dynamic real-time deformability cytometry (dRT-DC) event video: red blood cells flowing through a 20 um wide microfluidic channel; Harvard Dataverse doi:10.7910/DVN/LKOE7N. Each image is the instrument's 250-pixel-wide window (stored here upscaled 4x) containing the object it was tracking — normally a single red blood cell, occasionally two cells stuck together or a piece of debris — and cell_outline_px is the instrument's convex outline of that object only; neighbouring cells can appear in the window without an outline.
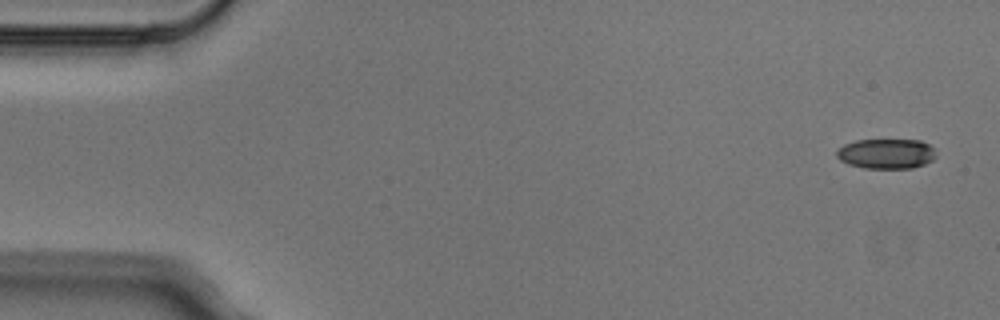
{"species": "Egyptian fruit bat (a non-hibernating species)", "species_latin": "Rousettus aegyptiacus", "temperature_condition": "cold", "stored_images_in_passage": 4, "camera_frame_rate_fps": 3000, "um_per_image_px": 0.085, "animal": {"sex": "male"}, "frame": {"image": 1, "passage_image": 1, "time_ms": 0.0, "image_size_px": [1000, 320], "cell_outline_px": [[936, 156], [932, 160], [924, 164], [912, 168], [864, 168], [848, 164], [840, 160], [836, 156], [836, 152], [844, 144], [856, 140], [920, 140], [936, 148]], "centroid_in_image_um": [75.35, 13.06], "position_along_channel_um": 9.6, "area_um2": 17.46}}
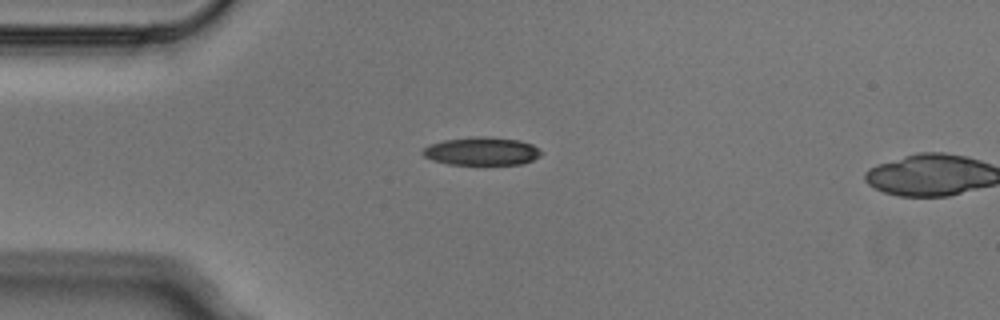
{"frame": {"image": 2, "passage_image": 3, "time_ms": 0.667, "image_size_px": [1000, 320], "cell_outline_px": [[544, 152], [540, 156], [532, 160], [520, 164], [448, 164], [432, 160], [424, 156], [420, 152], [424, 148], [432, 144], [444, 140], [472, 136], [484, 136], [520, 140], [532, 144]], "centroid_in_image_um": [40.96, 12.84], "position_along_channel_um": 44.0, "area_um2": 19.42}}